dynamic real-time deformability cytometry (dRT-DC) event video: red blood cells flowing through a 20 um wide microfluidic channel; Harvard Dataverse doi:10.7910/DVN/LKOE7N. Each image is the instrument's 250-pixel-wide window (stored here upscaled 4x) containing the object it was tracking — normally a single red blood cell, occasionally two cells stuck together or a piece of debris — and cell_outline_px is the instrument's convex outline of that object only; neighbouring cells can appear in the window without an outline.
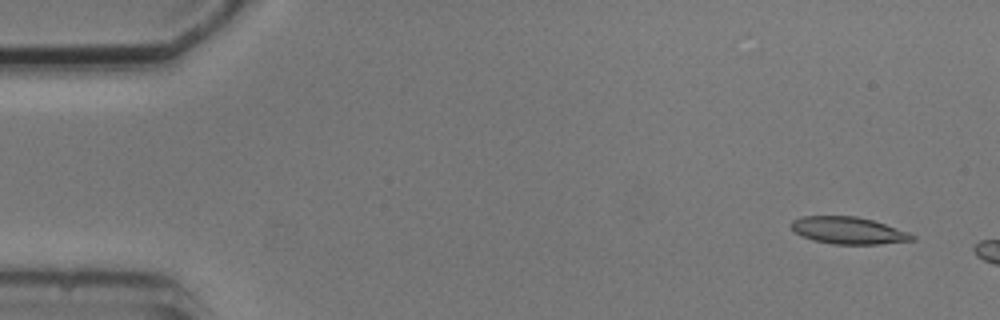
{"species": "common noctule bat (a hibernating species)", "species_latin": "Nyctalus noctula", "temperature_condition": "cold", "stored_images_in_passage": 3, "camera_frame_rate_fps": 3000, "um_per_image_px": 0.085, "animal": {"sex": "male", "body_mass_g": 20.5, "forearm_length_mm": 52.5}, "frame": {"image": 1, "passage_image": 1, "time_ms": 0.0, "image_size_px": [1000, 320], "cell_outline_px": [[916, 240], [880, 244], [832, 244], [812, 240], [796, 232], [792, 228], [792, 220], [800, 216], [856, 216], [872, 220], [908, 232], [916, 236]], "centroid_in_image_um": [72.13, 19.59], "position_along_channel_um": 12.9, "area_um2": 18.96}}